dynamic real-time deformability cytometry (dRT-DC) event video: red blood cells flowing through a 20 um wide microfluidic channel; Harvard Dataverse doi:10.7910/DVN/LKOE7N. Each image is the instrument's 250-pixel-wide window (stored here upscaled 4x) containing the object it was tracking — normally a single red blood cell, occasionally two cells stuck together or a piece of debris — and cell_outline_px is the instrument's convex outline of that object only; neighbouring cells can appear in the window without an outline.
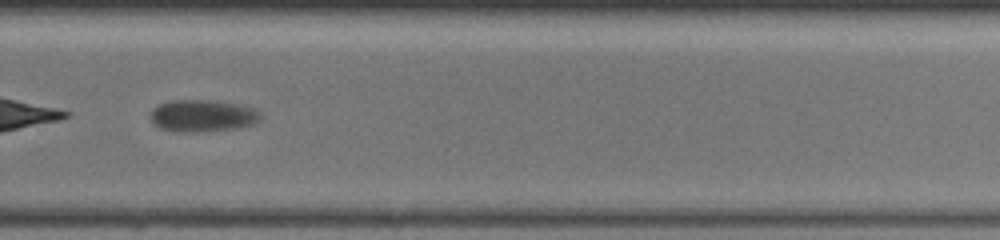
{"species": "common noctule bat (a hibernating species)", "species_latin": "Nyctalus noctula", "temperature_condition": "warm", "stored_images_in_passage": 28, "segment_of_instrument_passage": [2, 2], "camera_frame_rate_fps": 3000, "um_per_image_px": 0.085, "animal": {"sex": "female", "body_mass_g": 19.5, "forearm_length_mm": 54.1}, "frame": {"image": 1, "passage_image": 19, "time_ms": 8.333, "image_size_px": [1000, 240], "cell_outline_px": [[260, 120], [256, 124], [240, 128], [200, 132], [176, 132], [160, 128], [148, 116], [152, 108], [160, 104], [176, 100], [216, 100], [240, 104], [252, 108], [260, 112]], "centroid_in_image_um": [17.24, 9.85], "position_along_channel_um": 312.6, "area_um2": 20.87}}
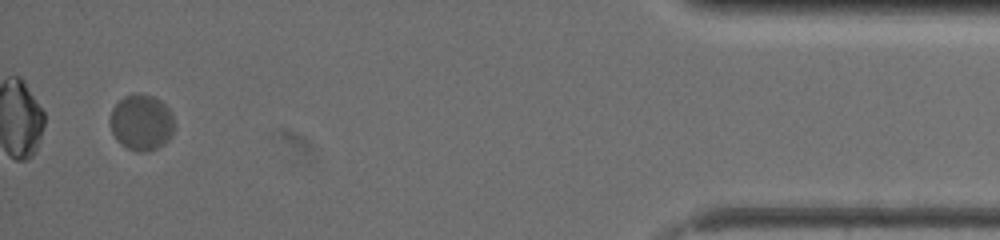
{"frame": {"image": 2, "passage_image": 26, "time_ms": 13.667, "image_size_px": [1000, 240], "cell_outline_px": [[172, 136], [164, 144], [148, 152], [136, 152], [120, 144], [116, 140], [112, 132], [108, 120], [112, 108], [124, 96], [136, 92], [152, 96], [160, 100], [172, 112]], "centroid_in_image_um": [11.98, 10.41], "position_along_channel_um": 423.2, "area_um2": 21.15}}